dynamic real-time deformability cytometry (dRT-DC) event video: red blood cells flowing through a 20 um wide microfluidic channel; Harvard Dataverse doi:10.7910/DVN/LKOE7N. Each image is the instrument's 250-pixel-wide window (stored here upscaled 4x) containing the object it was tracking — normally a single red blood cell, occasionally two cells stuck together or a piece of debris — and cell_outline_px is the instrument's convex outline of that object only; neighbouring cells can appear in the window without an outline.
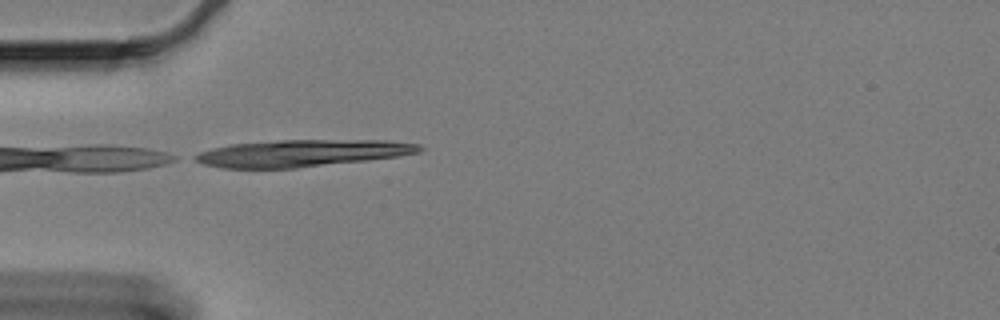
{"species": "Egyptian fruit bat (a non-hibernating species)", "species_latin": "Rousettus aegyptiacus", "temperature_condition": "cold", "stored_images_in_passage": 6, "camera_frame_rate_fps": 3000, "um_per_image_px": 0.085, "animal": {"sex": "female"}, "frame": {"image": 1, "passage_image": 1, "time_ms": 0.0, "image_size_px": [1000, 320], "cell_outline_px": [[424, 148], [420, 152], [396, 156], [368, 160], [296, 168], [224, 168], [204, 164], [196, 160], [192, 156], [200, 152], [212, 148], [232, 144], [280, 140], [388, 140], [420, 144]], "centroid_in_image_um": [25.69, 13.01], "position_along_channel_um": 59.3, "area_um2": 35.08}}